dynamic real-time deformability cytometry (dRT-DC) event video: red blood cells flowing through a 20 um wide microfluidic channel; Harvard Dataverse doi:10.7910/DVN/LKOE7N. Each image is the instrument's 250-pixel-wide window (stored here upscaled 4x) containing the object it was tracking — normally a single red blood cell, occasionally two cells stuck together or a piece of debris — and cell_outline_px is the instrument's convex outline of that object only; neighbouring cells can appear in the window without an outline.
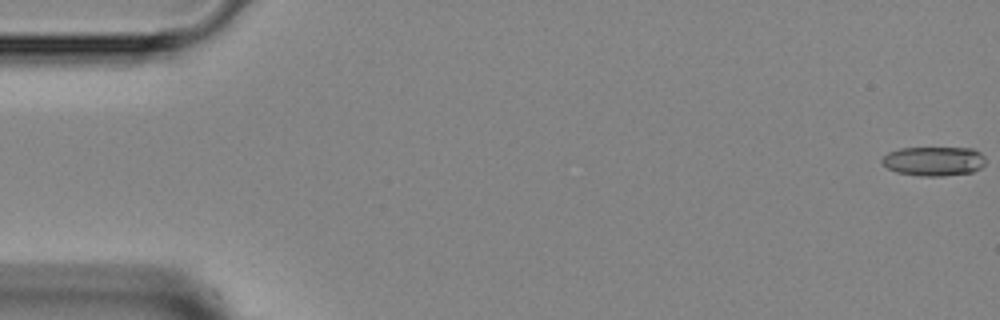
{"species": "Egyptian fruit bat (a non-hibernating species)", "species_latin": "Rousettus aegyptiacus", "temperature_condition": "room temperature", "stored_images_in_passage": 47, "camera_frame_rate_fps": 3000, "um_per_image_px": 0.085, "animal": {"sex": "female"}, "frame": {"image": 1, "passage_image": 1, "time_ms": 0.0, "image_size_px": [1000, 320], "cell_outline_px": [[984, 164], [980, 168], [972, 172], [944, 176], [920, 176], [896, 172], [888, 168], [880, 160], [888, 152], [900, 148], [972, 148], [980, 152], [984, 156]], "centroid_in_image_um": [79.37, 13.7], "position_along_channel_um": 5.6, "area_um2": 17.69}}
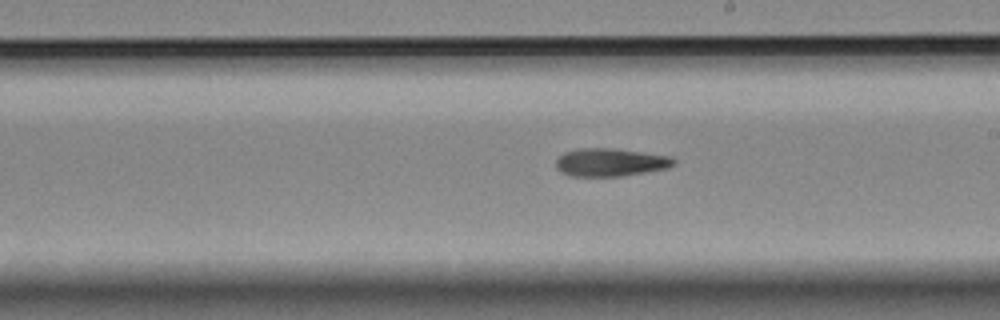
{"frame": {"image": 2, "passage_image": 27, "time_ms": 8.667, "image_size_px": [1000, 320], "cell_outline_px": [[676, 164], [668, 168], [620, 176], [572, 176], [560, 172], [556, 168], [556, 160], [564, 152], [576, 148], [616, 148], [672, 156], [676, 160]], "centroid_in_image_um": [51.9, 13.78], "position_along_channel_um": 237.1, "area_um2": 19.42}}
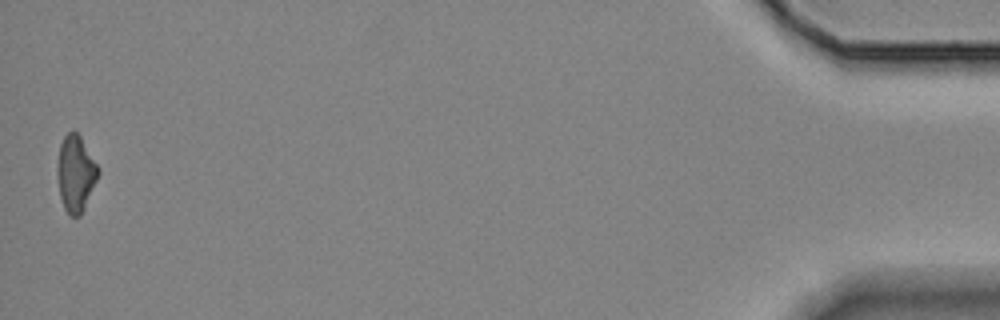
{"frame": {"image": 3, "passage_image": 47, "time_ms": 15.333, "image_size_px": [1000, 320], "cell_outline_px": [[100, 172], [84, 208], [80, 216], [72, 216], [64, 208], [60, 196], [56, 172], [56, 168], [60, 144], [64, 136], [72, 128], [80, 136], [100, 168]], "centroid_in_image_um": [6.42, 14.71], "position_along_channel_um": 428.8, "area_um2": 18.21}}